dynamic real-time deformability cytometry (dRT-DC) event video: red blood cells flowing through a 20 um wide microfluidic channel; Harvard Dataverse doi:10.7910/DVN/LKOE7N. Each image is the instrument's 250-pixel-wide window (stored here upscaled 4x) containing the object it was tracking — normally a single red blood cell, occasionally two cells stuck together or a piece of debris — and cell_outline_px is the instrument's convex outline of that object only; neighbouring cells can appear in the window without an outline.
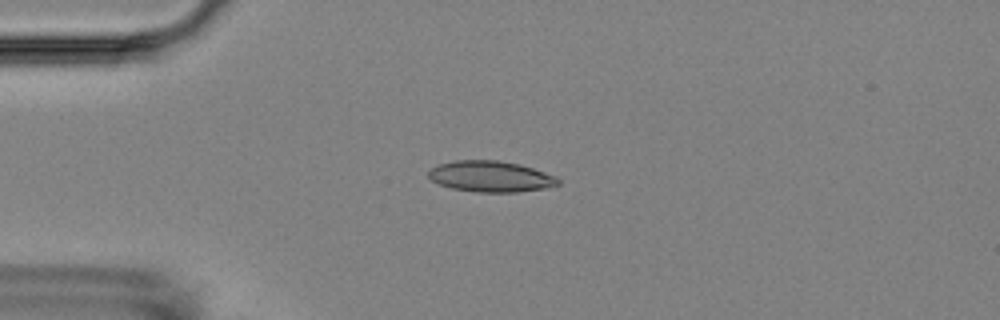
{"species": "Egyptian fruit bat (a non-hibernating species)", "species_latin": "Rousettus aegyptiacus", "temperature_condition": "room temperature", "stored_images_in_passage": 9, "camera_frame_rate_fps": 3000, "um_per_image_px": 0.085, "animal": {"sex": "female"}, "frame": {"image": 1, "passage_image": 4, "time_ms": 3.333, "image_size_px": [1000, 320], "cell_outline_px": [[560, 184], [548, 188], [516, 192], [476, 192], [452, 188], [440, 184], [432, 180], [428, 176], [428, 172], [432, 168], [440, 164], [456, 160], [496, 160], [520, 164], [556, 176], [560, 180]], "centroid_in_image_um": [41.74, 15.0], "position_along_channel_um": 43.3, "area_um2": 23.35}}
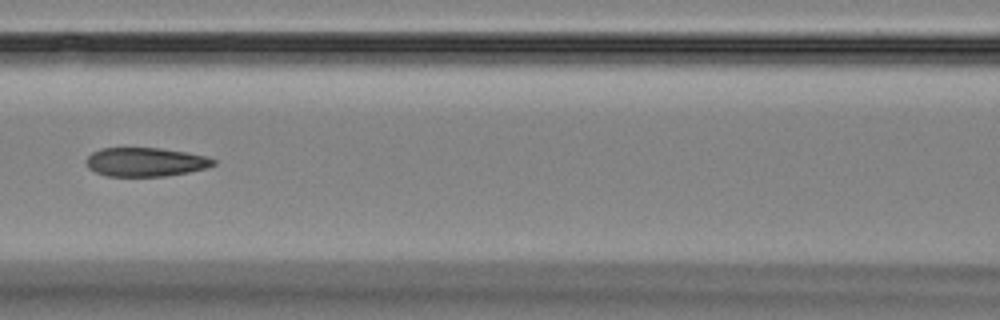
{"frame": {"image": 2, "passage_image": 7, "time_ms": 7.0, "image_size_px": [1000, 320], "cell_outline_px": [[216, 164], [204, 168], [188, 172], [164, 176], [108, 176], [96, 172], [88, 168], [88, 156], [92, 152], [100, 148], [160, 148], [188, 152], [208, 156], [216, 160]], "centroid_in_image_um": [12.4, 13.76], "position_along_channel_um": 154.2, "area_um2": 21.33}}
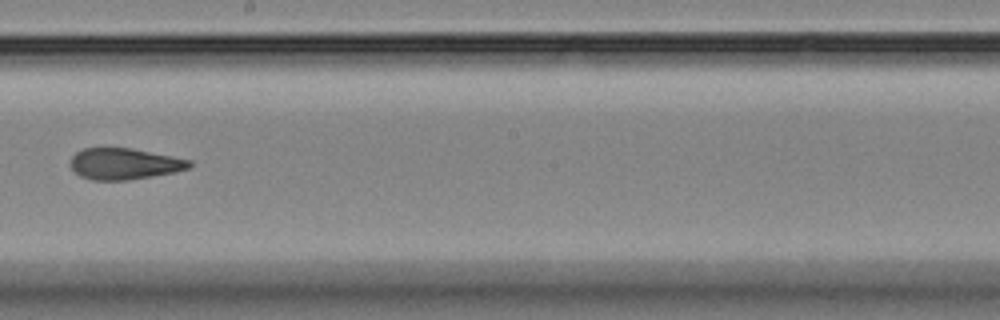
{"frame": {"image": 3, "passage_image": 9, "time_ms": 9.333, "image_size_px": [1000, 320], "cell_outline_px": [[192, 168], [176, 172], [128, 180], [92, 180], [80, 176], [72, 168], [72, 156], [76, 152], [84, 148], [132, 148], [192, 160]], "centroid_in_image_um": [10.62, 13.92], "position_along_channel_um": 237.6, "area_um2": 21.68}}